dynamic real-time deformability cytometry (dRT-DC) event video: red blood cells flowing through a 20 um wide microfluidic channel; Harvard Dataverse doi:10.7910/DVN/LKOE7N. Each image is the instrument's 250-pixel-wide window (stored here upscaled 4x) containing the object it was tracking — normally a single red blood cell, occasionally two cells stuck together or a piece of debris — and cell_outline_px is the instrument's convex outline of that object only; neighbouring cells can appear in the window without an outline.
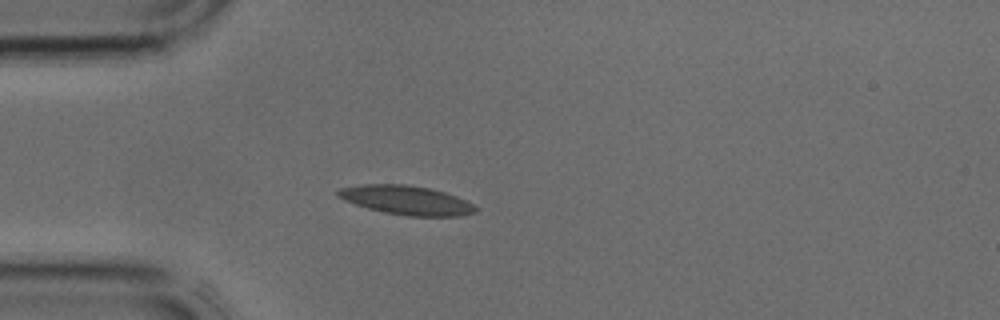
{"species": "common noctule bat (a hibernating species)", "species_latin": "Nyctalus noctula", "temperature_condition": "cold", "stored_images_in_passage": 4, "camera_frame_rate_fps": 3000, "um_per_image_px": 0.085, "animal": {"sex": "male", "body_mass_g": 17.9, "forearm_length_mm": 54.2}, "frame": {"image": 1, "passage_image": 4, "time_ms": 1.0, "image_size_px": [1000, 320], "cell_outline_px": [[480, 208], [476, 212], [460, 216], [408, 216], [384, 212], [368, 208], [344, 200], [336, 196], [336, 192], [340, 188], [364, 184], [408, 184], [428, 188], [444, 192], [468, 200]], "centroid_in_image_um": [34.59, 17.01], "position_along_channel_um": 50.4, "area_um2": 23.41}}